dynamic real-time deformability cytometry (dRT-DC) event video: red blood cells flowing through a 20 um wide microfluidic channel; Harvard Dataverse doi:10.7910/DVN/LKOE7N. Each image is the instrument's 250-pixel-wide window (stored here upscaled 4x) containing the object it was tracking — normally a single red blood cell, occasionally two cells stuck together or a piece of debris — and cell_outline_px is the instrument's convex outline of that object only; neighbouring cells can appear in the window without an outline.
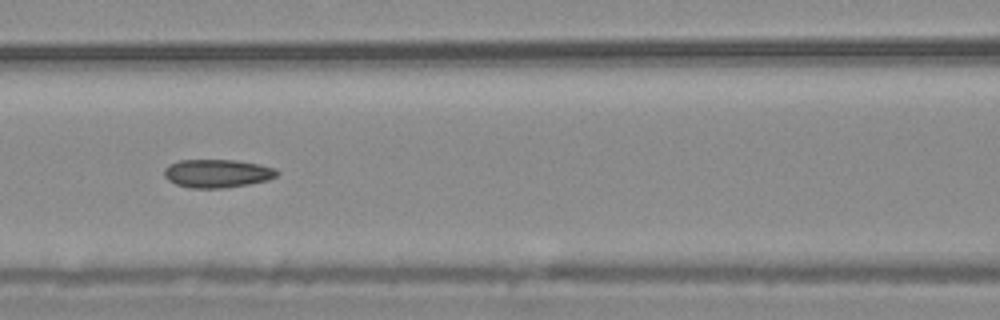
{"species": "common noctule bat (a hibernating species)", "species_latin": "Nyctalus noctula", "temperature_condition": "warm", "stored_images_in_passage": 12, "camera_frame_rate_fps": 3000, "um_per_image_px": 0.085, "animal": {"sex": "male", "body_mass_g": 20.4}, "frame": {"image": 1, "passage_image": 9, "time_ms": 2.667, "image_size_px": [1000, 320], "cell_outline_px": [[280, 172], [276, 176], [268, 180], [248, 184], [224, 188], [188, 188], [176, 184], [168, 180], [164, 176], [164, 168], [168, 164], [180, 160], [236, 160], [260, 164], [276, 168]], "centroid_in_image_um": [18.46, 14.74], "position_along_channel_um": 148.1, "area_um2": 18.79}}